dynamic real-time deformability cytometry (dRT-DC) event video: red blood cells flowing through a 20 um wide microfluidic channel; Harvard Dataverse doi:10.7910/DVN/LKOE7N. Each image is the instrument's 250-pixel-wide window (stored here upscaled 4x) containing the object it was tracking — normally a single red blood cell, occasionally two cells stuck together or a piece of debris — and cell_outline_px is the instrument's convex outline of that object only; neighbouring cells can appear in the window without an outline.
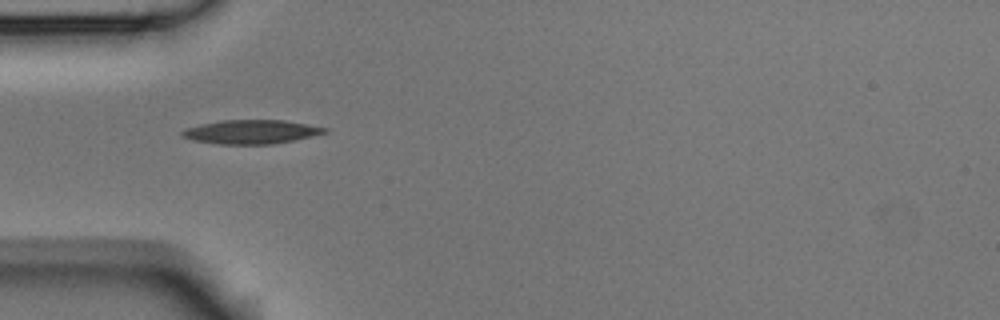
{"species": "Egyptian fruit bat (a non-hibernating species)", "species_latin": "Rousettus aegyptiacus", "temperature_condition": "room temperature", "stored_images_in_passage": 5, "camera_frame_rate_fps": 3000, "um_per_image_px": 0.085, "animal": {"sex": "male"}, "frame": {"image": 1, "passage_image": 4, "time_ms": 1.0, "image_size_px": [1000, 320], "cell_outline_px": [[328, 132], [292, 140], [272, 144], [220, 144], [192, 140], [180, 136], [180, 132], [184, 128], [200, 124], [220, 120], [284, 120], [328, 128]], "centroid_in_image_um": [21.28, 11.2], "position_along_channel_um": 63.7, "area_um2": 19.83}}
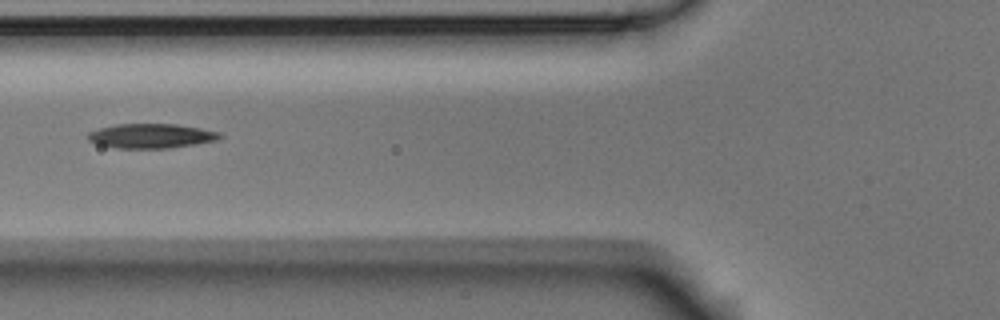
{"frame": {"image": 2, "passage_image": 5, "time_ms": 1.333, "image_size_px": [1000, 320], "cell_outline_px": [[224, 136], [216, 140], [168, 148], [116, 148], [96, 144], [88, 140], [88, 132], [100, 128], [116, 124], [176, 124], [200, 128], [220, 132]], "centroid_in_image_um": [12.83, 11.55], "position_along_channel_um": 113.0, "area_um2": 18.73}}